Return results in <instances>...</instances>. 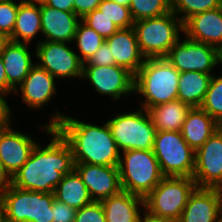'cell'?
Listing matches in <instances>:
<instances>
[{
	"label": "cell",
	"instance_id": "cell-17",
	"mask_svg": "<svg viewBox=\"0 0 222 222\" xmlns=\"http://www.w3.org/2000/svg\"><path fill=\"white\" fill-rule=\"evenodd\" d=\"M42 33L45 41L70 43L74 41L77 25L81 20L74 12L61 11L40 1Z\"/></svg>",
	"mask_w": 222,
	"mask_h": 222
},
{
	"label": "cell",
	"instance_id": "cell-31",
	"mask_svg": "<svg viewBox=\"0 0 222 222\" xmlns=\"http://www.w3.org/2000/svg\"><path fill=\"white\" fill-rule=\"evenodd\" d=\"M216 122L222 119V76L212 75L209 88L200 106Z\"/></svg>",
	"mask_w": 222,
	"mask_h": 222
},
{
	"label": "cell",
	"instance_id": "cell-21",
	"mask_svg": "<svg viewBox=\"0 0 222 222\" xmlns=\"http://www.w3.org/2000/svg\"><path fill=\"white\" fill-rule=\"evenodd\" d=\"M54 79L53 75L35 63L26 78L19 85L23 102L31 109L45 105L53 94H57Z\"/></svg>",
	"mask_w": 222,
	"mask_h": 222
},
{
	"label": "cell",
	"instance_id": "cell-14",
	"mask_svg": "<svg viewBox=\"0 0 222 222\" xmlns=\"http://www.w3.org/2000/svg\"><path fill=\"white\" fill-rule=\"evenodd\" d=\"M74 170L81 177L93 201H101L122 191L118 166L75 163Z\"/></svg>",
	"mask_w": 222,
	"mask_h": 222
},
{
	"label": "cell",
	"instance_id": "cell-12",
	"mask_svg": "<svg viewBox=\"0 0 222 222\" xmlns=\"http://www.w3.org/2000/svg\"><path fill=\"white\" fill-rule=\"evenodd\" d=\"M192 177L197 187H222V134L219 131L195 151Z\"/></svg>",
	"mask_w": 222,
	"mask_h": 222
},
{
	"label": "cell",
	"instance_id": "cell-30",
	"mask_svg": "<svg viewBox=\"0 0 222 222\" xmlns=\"http://www.w3.org/2000/svg\"><path fill=\"white\" fill-rule=\"evenodd\" d=\"M222 6V0H172V12L184 23L195 14ZM179 14H183L180 16Z\"/></svg>",
	"mask_w": 222,
	"mask_h": 222
},
{
	"label": "cell",
	"instance_id": "cell-2",
	"mask_svg": "<svg viewBox=\"0 0 222 222\" xmlns=\"http://www.w3.org/2000/svg\"><path fill=\"white\" fill-rule=\"evenodd\" d=\"M56 112L48 125L69 143L74 163L119 166L121 153L107 122L98 126Z\"/></svg>",
	"mask_w": 222,
	"mask_h": 222
},
{
	"label": "cell",
	"instance_id": "cell-22",
	"mask_svg": "<svg viewBox=\"0 0 222 222\" xmlns=\"http://www.w3.org/2000/svg\"><path fill=\"white\" fill-rule=\"evenodd\" d=\"M100 202L104 208L106 222H141L139 207L145 208V204L140 196L122 190Z\"/></svg>",
	"mask_w": 222,
	"mask_h": 222
},
{
	"label": "cell",
	"instance_id": "cell-9",
	"mask_svg": "<svg viewBox=\"0 0 222 222\" xmlns=\"http://www.w3.org/2000/svg\"><path fill=\"white\" fill-rule=\"evenodd\" d=\"M118 149L153 150L156 128L149 112L141 107L136 112L122 113L107 121Z\"/></svg>",
	"mask_w": 222,
	"mask_h": 222
},
{
	"label": "cell",
	"instance_id": "cell-27",
	"mask_svg": "<svg viewBox=\"0 0 222 222\" xmlns=\"http://www.w3.org/2000/svg\"><path fill=\"white\" fill-rule=\"evenodd\" d=\"M55 199L77 209L93 202L81 177L73 170L64 175L54 190Z\"/></svg>",
	"mask_w": 222,
	"mask_h": 222
},
{
	"label": "cell",
	"instance_id": "cell-19",
	"mask_svg": "<svg viewBox=\"0 0 222 222\" xmlns=\"http://www.w3.org/2000/svg\"><path fill=\"white\" fill-rule=\"evenodd\" d=\"M115 64L128 69L134 75L144 63L137 42V36L133 27L119 29L112 36L105 39ZM143 58V59H142Z\"/></svg>",
	"mask_w": 222,
	"mask_h": 222
},
{
	"label": "cell",
	"instance_id": "cell-18",
	"mask_svg": "<svg viewBox=\"0 0 222 222\" xmlns=\"http://www.w3.org/2000/svg\"><path fill=\"white\" fill-rule=\"evenodd\" d=\"M187 37L218 49L222 45V6L195 14L183 23Z\"/></svg>",
	"mask_w": 222,
	"mask_h": 222
},
{
	"label": "cell",
	"instance_id": "cell-5",
	"mask_svg": "<svg viewBox=\"0 0 222 222\" xmlns=\"http://www.w3.org/2000/svg\"><path fill=\"white\" fill-rule=\"evenodd\" d=\"M133 28L144 59L165 58L180 41L179 31L183 32V22L171 11L158 17L137 20Z\"/></svg>",
	"mask_w": 222,
	"mask_h": 222
},
{
	"label": "cell",
	"instance_id": "cell-45",
	"mask_svg": "<svg viewBox=\"0 0 222 222\" xmlns=\"http://www.w3.org/2000/svg\"><path fill=\"white\" fill-rule=\"evenodd\" d=\"M114 2H116L119 5H125L127 7H129L131 0H113Z\"/></svg>",
	"mask_w": 222,
	"mask_h": 222
},
{
	"label": "cell",
	"instance_id": "cell-7",
	"mask_svg": "<svg viewBox=\"0 0 222 222\" xmlns=\"http://www.w3.org/2000/svg\"><path fill=\"white\" fill-rule=\"evenodd\" d=\"M196 187L193 177L165 176L144 198V209L153 216L179 220Z\"/></svg>",
	"mask_w": 222,
	"mask_h": 222
},
{
	"label": "cell",
	"instance_id": "cell-34",
	"mask_svg": "<svg viewBox=\"0 0 222 222\" xmlns=\"http://www.w3.org/2000/svg\"><path fill=\"white\" fill-rule=\"evenodd\" d=\"M19 3L15 1L0 2V33L8 39L12 36Z\"/></svg>",
	"mask_w": 222,
	"mask_h": 222
},
{
	"label": "cell",
	"instance_id": "cell-32",
	"mask_svg": "<svg viewBox=\"0 0 222 222\" xmlns=\"http://www.w3.org/2000/svg\"><path fill=\"white\" fill-rule=\"evenodd\" d=\"M97 9L113 21L119 29L133 27L134 21L129 7L119 5L113 0H101Z\"/></svg>",
	"mask_w": 222,
	"mask_h": 222
},
{
	"label": "cell",
	"instance_id": "cell-36",
	"mask_svg": "<svg viewBox=\"0 0 222 222\" xmlns=\"http://www.w3.org/2000/svg\"><path fill=\"white\" fill-rule=\"evenodd\" d=\"M88 64V65H85ZM116 65L115 60L112 59L111 50L105 41L100 48L89 58L83 66H111Z\"/></svg>",
	"mask_w": 222,
	"mask_h": 222
},
{
	"label": "cell",
	"instance_id": "cell-3",
	"mask_svg": "<svg viewBox=\"0 0 222 222\" xmlns=\"http://www.w3.org/2000/svg\"><path fill=\"white\" fill-rule=\"evenodd\" d=\"M180 72L165 58L145 59L135 74L134 92L142 94L141 107L149 110L156 105L177 99Z\"/></svg>",
	"mask_w": 222,
	"mask_h": 222
},
{
	"label": "cell",
	"instance_id": "cell-25",
	"mask_svg": "<svg viewBox=\"0 0 222 222\" xmlns=\"http://www.w3.org/2000/svg\"><path fill=\"white\" fill-rule=\"evenodd\" d=\"M191 106L176 99L148 110L157 131H181Z\"/></svg>",
	"mask_w": 222,
	"mask_h": 222
},
{
	"label": "cell",
	"instance_id": "cell-4",
	"mask_svg": "<svg viewBox=\"0 0 222 222\" xmlns=\"http://www.w3.org/2000/svg\"><path fill=\"white\" fill-rule=\"evenodd\" d=\"M54 193L21 189L12 183L0 193V218L6 222H53Z\"/></svg>",
	"mask_w": 222,
	"mask_h": 222
},
{
	"label": "cell",
	"instance_id": "cell-10",
	"mask_svg": "<svg viewBox=\"0 0 222 222\" xmlns=\"http://www.w3.org/2000/svg\"><path fill=\"white\" fill-rule=\"evenodd\" d=\"M187 38V39H186ZM177 42L165 59L181 72L199 71L210 74L218 66L217 49L208 44L186 37Z\"/></svg>",
	"mask_w": 222,
	"mask_h": 222
},
{
	"label": "cell",
	"instance_id": "cell-47",
	"mask_svg": "<svg viewBox=\"0 0 222 222\" xmlns=\"http://www.w3.org/2000/svg\"><path fill=\"white\" fill-rule=\"evenodd\" d=\"M218 64H222V45L217 49Z\"/></svg>",
	"mask_w": 222,
	"mask_h": 222
},
{
	"label": "cell",
	"instance_id": "cell-8",
	"mask_svg": "<svg viewBox=\"0 0 222 222\" xmlns=\"http://www.w3.org/2000/svg\"><path fill=\"white\" fill-rule=\"evenodd\" d=\"M153 153L161 172L170 177H192L195 170V151L179 131H157Z\"/></svg>",
	"mask_w": 222,
	"mask_h": 222
},
{
	"label": "cell",
	"instance_id": "cell-38",
	"mask_svg": "<svg viewBox=\"0 0 222 222\" xmlns=\"http://www.w3.org/2000/svg\"><path fill=\"white\" fill-rule=\"evenodd\" d=\"M101 0H74V13L82 19L86 14L98 8Z\"/></svg>",
	"mask_w": 222,
	"mask_h": 222
},
{
	"label": "cell",
	"instance_id": "cell-42",
	"mask_svg": "<svg viewBox=\"0 0 222 222\" xmlns=\"http://www.w3.org/2000/svg\"><path fill=\"white\" fill-rule=\"evenodd\" d=\"M11 184V177L4 170L0 159V193Z\"/></svg>",
	"mask_w": 222,
	"mask_h": 222
},
{
	"label": "cell",
	"instance_id": "cell-43",
	"mask_svg": "<svg viewBox=\"0 0 222 222\" xmlns=\"http://www.w3.org/2000/svg\"><path fill=\"white\" fill-rule=\"evenodd\" d=\"M141 222H179V221L172 218L153 216L145 212L143 218L141 219Z\"/></svg>",
	"mask_w": 222,
	"mask_h": 222
},
{
	"label": "cell",
	"instance_id": "cell-11",
	"mask_svg": "<svg viewBox=\"0 0 222 222\" xmlns=\"http://www.w3.org/2000/svg\"><path fill=\"white\" fill-rule=\"evenodd\" d=\"M67 44L56 41H39L36 56L40 63L36 62V64L55 78H82L83 63L78 54Z\"/></svg>",
	"mask_w": 222,
	"mask_h": 222
},
{
	"label": "cell",
	"instance_id": "cell-28",
	"mask_svg": "<svg viewBox=\"0 0 222 222\" xmlns=\"http://www.w3.org/2000/svg\"><path fill=\"white\" fill-rule=\"evenodd\" d=\"M74 40L77 41L76 43L80 51L79 54H81L78 55V57L83 64L91 58V56L105 42L103 37H101L94 29L86 25L82 20H80L77 25Z\"/></svg>",
	"mask_w": 222,
	"mask_h": 222
},
{
	"label": "cell",
	"instance_id": "cell-15",
	"mask_svg": "<svg viewBox=\"0 0 222 222\" xmlns=\"http://www.w3.org/2000/svg\"><path fill=\"white\" fill-rule=\"evenodd\" d=\"M36 144L28 134L11 127L0 131V159L11 178L27 162Z\"/></svg>",
	"mask_w": 222,
	"mask_h": 222
},
{
	"label": "cell",
	"instance_id": "cell-29",
	"mask_svg": "<svg viewBox=\"0 0 222 222\" xmlns=\"http://www.w3.org/2000/svg\"><path fill=\"white\" fill-rule=\"evenodd\" d=\"M130 14L133 21L164 15L172 11V0H131Z\"/></svg>",
	"mask_w": 222,
	"mask_h": 222
},
{
	"label": "cell",
	"instance_id": "cell-16",
	"mask_svg": "<svg viewBox=\"0 0 222 222\" xmlns=\"http://www.w3.org/2000/svg\"><path fill=\"white\" fill-rule=\"evenodd\" d=\"M179 222H220L219 188L196 187Z\"/></svg>",
	"mask_w": 222,
	"mask_h": 222
},
{
	"label": "cell",
	"instance_id": "cell-13",
	"mask_svg": "<svg viewBox=\"0 0 222 222\" xmlns=\"http://www.w3.org/2000/svg\"><path fill=\"white\" fill-rule=\"evenodd\" d=\"M83 77L89 79L99 94L109 95L115 100L134 92L135 75L119 65L83 66Z\"/></svg>",
	"mask_w": 222,
	"mask_h": 222
},
{
	"label": "cell",
	"instance_id": "cell-33",
	"mask_svg": "<svg viewBox=\"0 0 222 222\" xmlns=\"http://www.w3.org/2000/svg\"><path fill=\"white\" fill-rule=\"evenodd\" d=\"M86 25L94 29L104 39L112 36L119 28L98 9L86 14L81 19Z\"/></svg>",
	"mask_w": 222,
	"mask_h": 222
},
{
	"label": "cell",
	"instance_id": "cell-40",
	"mask_svg": "<svg viewBox=\"0 0 222 222\" xmlns=\"http://www.w3.org/2000/svg\"><path fill=\"white\" fill-rule=\"evenodd\" d=\"M47 6L61 11L74 12V0H42Z\"/></svg>",
	"mask_w": 222,
	"mask_h": 222
},
{
	"label": "cell",
	"instance_id": "cell-35",
	"mask_svg": "<svg viewBox=\"0 0 222 222\" xmlns=\"http://www.w3.org/2000/svg\"><path fill=\"white\" fill-rule=\"evenodd\" d=\"M74 222H106L102 203L93 201L81 209H77Z\"/></svg>",
	"mask_w": 222,
	"mask_h": 222
},
{
	"label": "cell",
	"instance_id": "cell-46",
	"mask_svg": "<svg viewBox=\"0 0 222 222\" xmlns=\"http://www.w3.org/2000/svg\"><path fill=\"white\" fill-rule=\"evenodd\" d=\"M219 198H220V221H222V187L219 188Z\"/></svg>",
	"mask_w": 222,
	"mask_h": 222
},
{
	"label": "cell",
	"instance_id": "cell-20",
	"mask_svg": "<svg viewBox=\"0 0 222 222\" xmlns=\"http://www.w3.org/2000/svg\"><path fill=\"white\" fill-rule=\"evenodd\" d=\"M27 43L8 41L0 53L7 75V94L17 93V85L21 84L35 65L28 51Z\"/></svg>",
	"mask_w": 222,
	"mask_h": 222
},
{
	"label": "cell",
	"instance_id": "cell-48",
	"mask_svg": "<svg viewBox=\"0 0 222 222\" xmlns=\"http://www.w3.org/2000/svg\"><path fill=\"white\" fill-rule=\"evenodd\" d=\"M218 131L222 134V119L217 122Z\"/></svg>",
	"mask_w": 222,
	"mask_h": 222
},
{
	"label": "cell",
	"instance_id": "cell-44",
	"mask_svg": "<svg viewBox=\"0 0 222 222\" xmlns=\"http://www.w3.org/2000/svg\"><path fill=\"white\" fill-rule=\"evenodd\" d=\"M9 41V39L0 33V53L2 52L4 45Z\"/></svg>",
	"mask_w": 222,
	"mask_h": 222
},
{
	"label": "cell",
	"instance_id": "cell-41",
	"mask_svg": "<svg viewBox=\"0 0 222 222\" xmlns=\"http://www.w3.org/2000/svg\"><path fill=\"white\" fill-rule=\"evenodd\" d=\"M0 94H7V75L5 72V66L3 59L0 55Z\"/></svg>",
	"mask_w": 222,
	"mask_h": 222
},
{
	"label": "cell",
	"instance_id": "cell-39",
	"mask_svg": "<svg viewBox=\"0 0 222 222\" xmlns=\"http://www.w3.org/2000/svg\"><path fill=\"white\" fill-rule=\"evenodd\" d=\"M4 96L5 95L0 94V131L7 129L10 126L12 113Z\"/></svg>",
	"mask_w": 222,
	"mask_h": 222
},
{
	"label": "cell",
	"instance_id": "cell-23",
	"mask_svg": "<svg viewBox=\"0 0 222 222\" xmlns=\"http://www.w3.org/2000/svg\"><path fill=\"white\" fill-rule=\"evenodd\" d=\"M217 131V122L200 107H193L180 132L187 144L196 151Z\"/></svg>",
	"mask_w": 222,
	"mask_h": 222
},
{
	"label": "cell",
	"instance_id": "cell-24",
	"mask_svg": "<svg viewBox=\"0 0 222 222\" xmlns=\"http://www.w3.org/2000/svg\"><path fill=\"white\" fill-rule=\"evenodd\" d=\"M40 31H42L40 1H19L15 27L9 40L29 44Z\"/></svg>",
	"mask_w": 222,
	"mask_h": 222
},
{
	"label": "cell",
	"instance_id": "cell-37",
	"mask_svg": "<svg viewBox=\"0 0 222 222\" xmlns=\"http://www.w3.org/2000/svg\"><path fill=\"white\" fill-rule=\"evenodd\" d=\"M52 212L53 222H74L77 210L54 199Z\"/></svg>",
	"mask_w": 222,
	"mask_h": 222
},
{
	"label": "cell",
	"instance_id": "cell-6",
	"mask_svg": "<svg viewBox=\"0 0 222 222\" xmlns=\"http://www.w3.org/2000/svg\"><path fill=\"white\" fill-rule=\"evenodd\" d=\"M119 162L123 191L145 198L165 177L153 150H126Z\"/></svg>",
	"mask_w": 222,
	"mask_h": 222
},
{
	"label": "cell",
	"instance_id": "cell-26",
	"mask_svg": "<svg viewBox=\"0 0 222 222\" xmlns=\"http://www.w3.org/2000/svg\"><path fill=\"white\" fill-rule=\"evenodd\" d=\"M212 74L199 71L181 72L177 99L193 107H200L209 88Z\"/></svg>",
	"mask_w": 222,
	"mask_h": 222
},
{
	"label": "cell",
	"instance_id": "cell-1",
	"mask_svg": "<svg viewBox=\"0 0 222 222\" xmlns=\"http://www.w3.org/2000/svg\"><path fill=\"white\" fill-rule=\"evenodd\" d=\"M53 138L46 147L37 143L27 162L11 178L21 189L54 193L64 175L74 170L73 152L69 143L51 126H44Z\"/></svg>",
	"mask_w": 222,
	"mask_h": 222
}]
</instances>
